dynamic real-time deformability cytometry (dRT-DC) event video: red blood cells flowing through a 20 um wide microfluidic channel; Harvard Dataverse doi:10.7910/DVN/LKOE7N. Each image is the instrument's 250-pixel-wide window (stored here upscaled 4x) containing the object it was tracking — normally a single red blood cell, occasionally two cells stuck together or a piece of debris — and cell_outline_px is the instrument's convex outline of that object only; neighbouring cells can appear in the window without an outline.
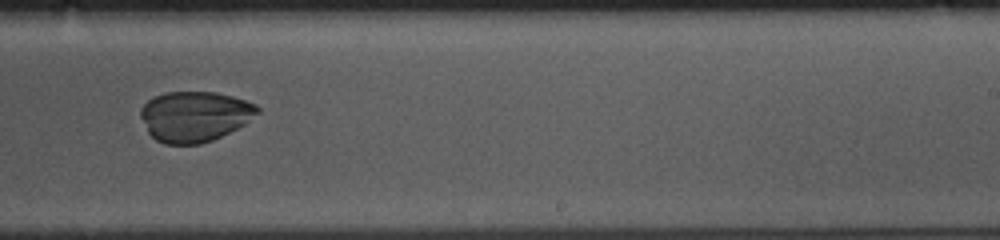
{"species": "common noctule bat (a hibernating species)", "species_latin": "Nyctalus noctula", "temperature_condition": "cold", "stored_images_in_passage": 53, "camera_frame_rate_fps": 3000, "um_per_image_px": 0.085, "animal": {"sex": "female", "body_mass_g": 10.0, "forearm_length_mm": 53.1}, "frame": {"image": 1, "passage_image": 32, "time_ms": 10.333, "image_size_px": [1000, 240], "cell_outline_px": [[260, 112], [244, 124], [212, 140], [200, 144], [164, 144], [156, 140], [148, 132], [140, 116], [140, 108], [148, 100], [164, 92], [216, 92], [232, 96], [256, 104], [260, 108]], "centroid_in_image_um": [16.53, 9.88], "position_along_channel_um": 272.5, "area_um2": 34.22}}
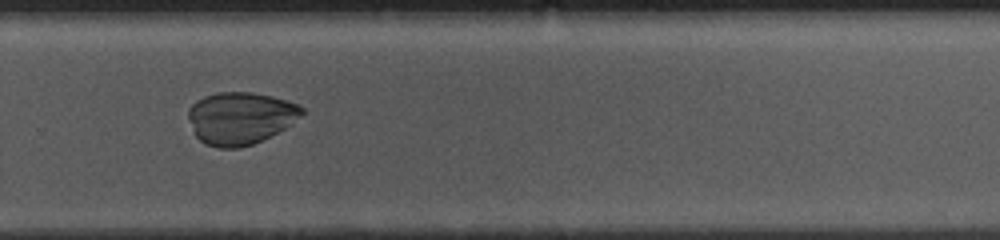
{"frame": {"image": 2, "passage_image": 35, "time_ms": 11.333, "image_size_px": [1000, 240], "cell_outline_px": [[304, 112], [300, 116], [284, 128], [252, 144], [236, 148], [220, 148], [204, 144], [196, 136], [188, 116], [188, 108], [196, 100], [204, 96], [216, 92], [252, 92], [272, 96], [300, 104], [304, 108]], "centroid_in_image_um": [20.41, 10.02], "position_along_channel_um": 309.4, "area_um2": 34.45}}